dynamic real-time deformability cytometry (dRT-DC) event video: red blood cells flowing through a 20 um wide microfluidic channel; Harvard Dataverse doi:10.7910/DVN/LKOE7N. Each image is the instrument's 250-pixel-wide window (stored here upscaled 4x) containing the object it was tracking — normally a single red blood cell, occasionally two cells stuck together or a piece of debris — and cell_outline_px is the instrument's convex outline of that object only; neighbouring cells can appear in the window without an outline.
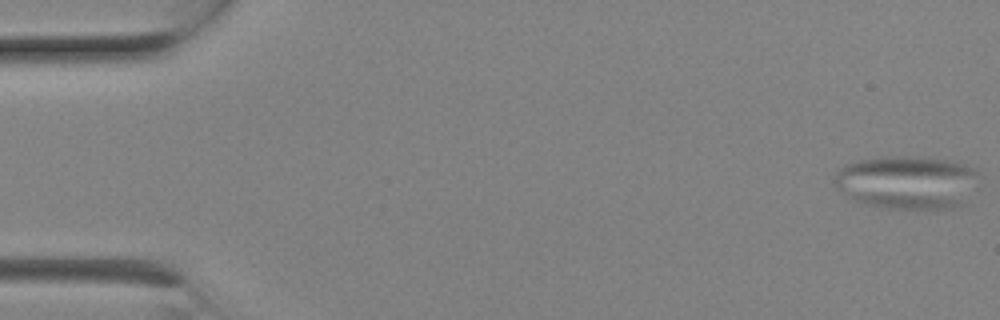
{"species": "Egyptian fruit bat (a non-hibernating species)", "species_latin": "Rousettus aegyptiacus", "temperature_condition": "room temperature", "stored_images_in_passage": 8, "camera_frame_rate_fps": 3000, "um_per_image_px": 0.085, "animal": {"sex": "female"}, "frame": {"image": 1, "passage_image": 1, "time_ms": 0.0, "image_size_px": [1000, 320], "cell_outline_px": [[984, 176], [980, 188], [964, 204], [952, 208], [888, 208], [864, 204], [852, 200], [832, 180], [832, 176], [844, 164], [860, 160], [888, 156], [928, 156], [952, 160], [968, 164], [976, 168]], "centroid_in_image_um": [77.27, 15.47], "position_along_channel_um": 7.7, "area_um2": 46.47}}
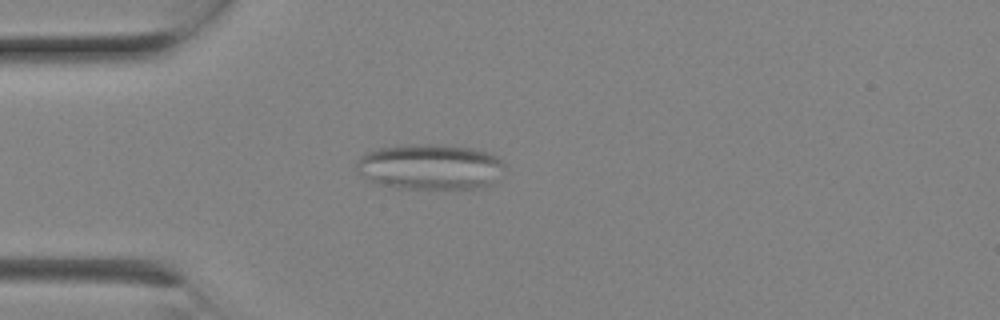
{"frame": {"image": 2, "passage_image": 6, "time_ms": 1.667, "image_size_px": [1000, 320], "cell_outline_px": [[504, 168], [500, 180], [496, 184], [476, 188], [400, 188], [384, 184], [372, 180], [364, 176], [356, 168], [356, 160], [364, 152], [376, 148], [400, 144], [440, 144], [472, 148], [488, 152], [496, 156], [504, 164]], "centroid_in_image_um": [36.6, 14.15], "position_along_channel_um": 48.4, "area_um2": 39.71}}
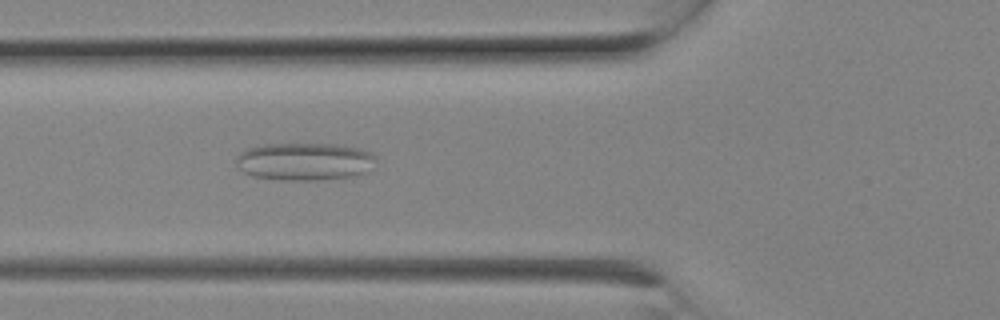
{"frame": {"image": 3, "passage_image": 8, "time_ms": 2.333, "image_size_px": [1000, 320], "cell_outline_px": [[376, 156], [364, 172], [352, 176], [316, 180], [284, 180], [252, 176], [244, 172], [236, 164], [236, 156], [240, 152], [248, 148], [264, 144], [336, 144], [360, 148], [372, 152]], "centroid_in_image_um": [25.84, 13.71], "position_along_channel_um": 100.0, "area_um2": 30.46}}